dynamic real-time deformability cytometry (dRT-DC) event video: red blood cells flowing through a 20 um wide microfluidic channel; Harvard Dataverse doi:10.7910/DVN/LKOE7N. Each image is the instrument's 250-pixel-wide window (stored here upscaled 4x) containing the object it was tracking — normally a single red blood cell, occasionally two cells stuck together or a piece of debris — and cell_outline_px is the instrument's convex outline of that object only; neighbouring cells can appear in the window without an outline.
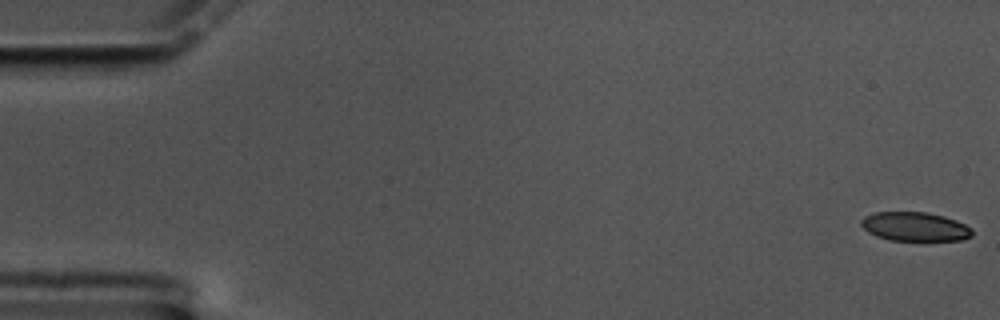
{"species": "common noctule bat (a hibernating species)", "species_latin": "Nyctalus noctula", "temperature_condition": "cold", "stored_images_in_passage": 58, "segment_of_instrument_passage": [1, 2], "camera_frame_rate_fps": 3000, "um_per_image_px": 0.085, "animal": {"sex": "male", "body_mass_g": 17.5, "forearm_length_mm": 52.3}, "frame": {"image": 1, "passage_image": 1, "time_ms": 0.0, "image_size_px": [1000, 320], "cell_outline_px": [[972, 236], [960, 240], [888, 240], [876, 236], [868, 232], [860, 224], [860, 220], [864, 216], [876, 212], [924, 212], [944, 216], [956, 220], [972, 228]], "centroid_in_image_um": [77.75, 19.26], "position_along_channel_um": 7.3, "area_um2": 18.73}}
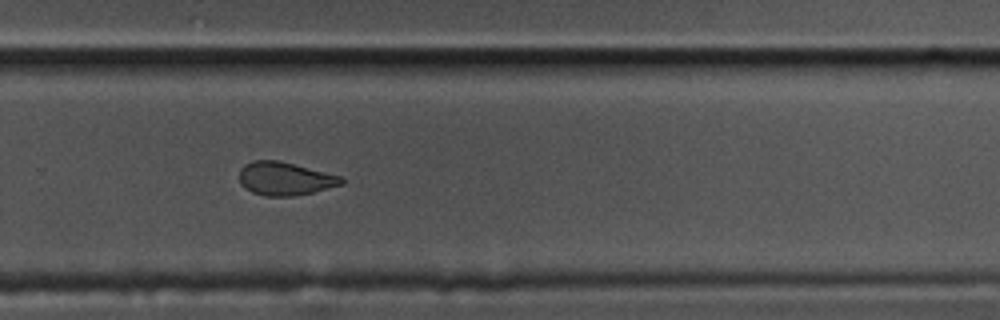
{"frame": {"image": 2, "passage_image": 40, "time_ms": 13.0, "image_size_px": [1000, 320], "cell_outline_px": [[344, 184], [296, 196], [264, 196], [252, 192], [244, 188], [240, 184], [240, 168], [244, 164], [252, 160], [280, 160], [344, 176]], "centroid_in_image_um": [24.24, 15.17], "position_along_channel_um": 305.6, "area_um2": 20.17}}
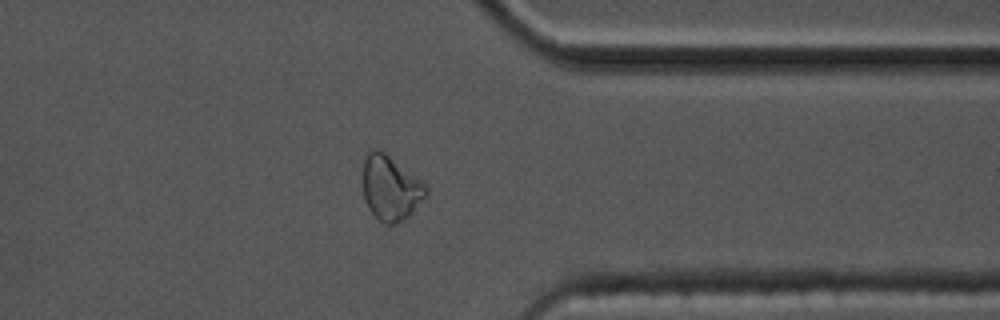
{"frame": {"image": 3, "passage_image": 47, "time_ms": 15.333, "image_size_px": [1000, 320], "cell_outline_px": [[428, 192], [412, 212], [404, 220], [392, 224], [384, 224], [368, 208], [364, 200], [360, 180], [364, 156], [368, 148], [376, 148], [384, 152], [420, 180], [428, 188]], "centroid_in_image_um": [33.11, 15.94], "position_along_channel_um": 378.3, "area_um2": 24.1}}